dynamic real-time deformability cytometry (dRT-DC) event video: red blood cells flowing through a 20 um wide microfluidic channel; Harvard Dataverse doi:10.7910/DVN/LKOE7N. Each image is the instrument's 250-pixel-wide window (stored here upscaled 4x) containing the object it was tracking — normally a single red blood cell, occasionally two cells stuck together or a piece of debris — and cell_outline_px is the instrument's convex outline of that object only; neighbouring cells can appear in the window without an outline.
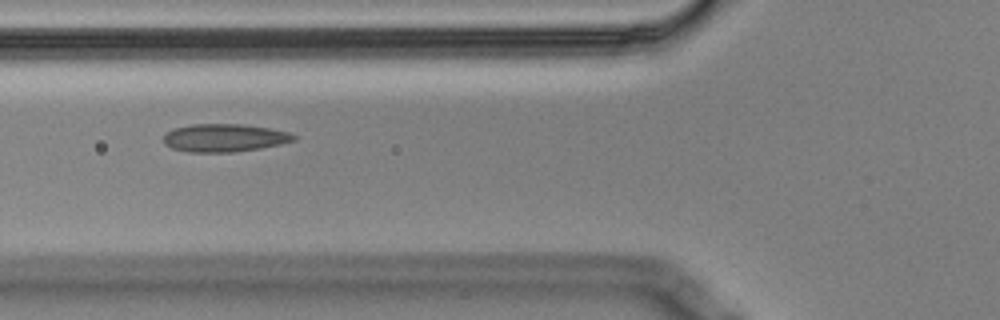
{"species": "Egyptian fruit bat (a non-hibernating species)", "species_latin": "Rousettus aegyptiacus", "temperature_condition": "cold", "stored_images_in_passage": 16, "camera_frame_rate_fps": 3000, "um_per_image_px": 0.085, "animal": {"sex": "male"}, "frame": {"image": 1, "passage_image": 7, "time_ms": 2.0, "image_size_px": [1000, 320], "cell_outline_px": [[296, 140], [280, 144], [260, 148], [236, 152], [188, 152], [172, 148], [164, 144], [164, 136], [172, 128], [192, 124], [244, 124], [268, 128], [288, 132], [296, 136]], "centroid_in_image_um": [19.06, 11.72], "position_along_channel_um": 106.7, "area_um2": 21.21}}
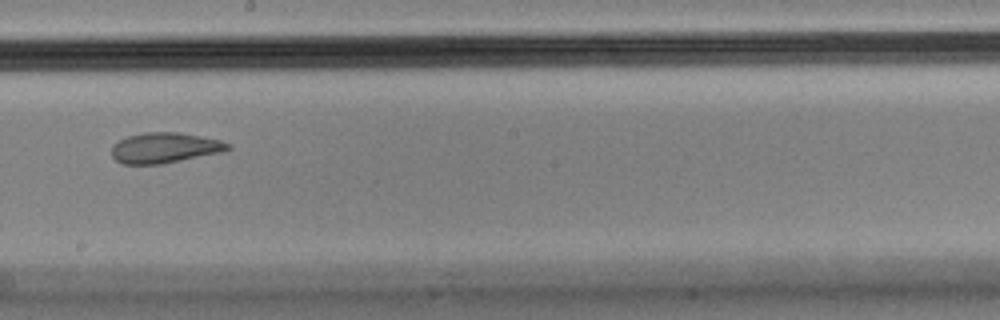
{"frame": {"image": 2, "passage_image": 10, "time_ms": 3.0, "image_size_px": [1000, 320], "cell_outline_px": [[232, 148], [224, 152], [160, 164], [120, 164], [112, 156], [112, 144], [128, 136], [144, 132], [180, 132], [220, 140], [232, 144]], "centroid_in_image_um": [14.02, 12.56], "position_along_channel_um": 234.2, "area_um2": 20.75}}